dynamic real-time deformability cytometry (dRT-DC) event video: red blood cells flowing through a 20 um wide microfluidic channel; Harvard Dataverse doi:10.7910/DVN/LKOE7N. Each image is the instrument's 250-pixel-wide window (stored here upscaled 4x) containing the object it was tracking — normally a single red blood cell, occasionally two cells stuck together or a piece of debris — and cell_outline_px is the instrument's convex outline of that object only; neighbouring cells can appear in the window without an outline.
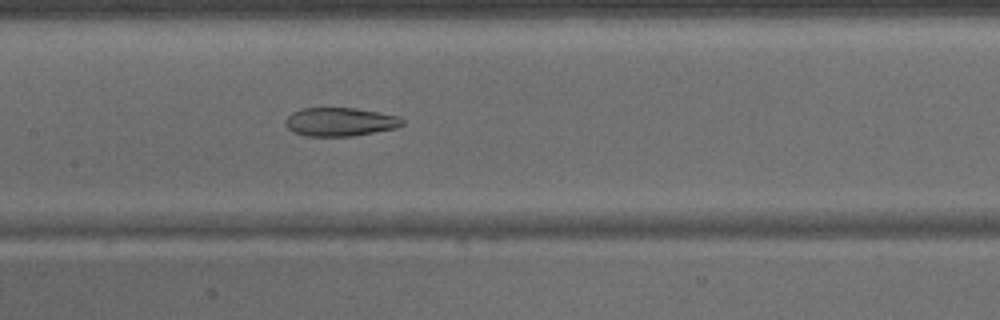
{"species": "common noctule bat (a hibernating species)", "species_latin": "Nyctalus noctula", "temperature_condition": "warm", "stored_images_in_passage": 44, "camera_frame_rate_fps": 3000, "um_per_image_px": 0.085, "animal": {"sex": "male", "body_mass_g": 15.6}, "frame": {"image": 1, "passage_image": 21, "time_ms": 6.667, "image_size_px": [1000, 320], "cell_outline_px": [[404, 124], [396, 128], [352, 136], [308, 136], [292, 132], [284, 124], [284, 120], [292, 112], [300, 108], [356, 108], [380, 112], [400, 116], [404, 120]], "centroid_in_image_um": [28.9, 10.35], "position_along_channel_um": 178.5, "area_um2": 19.65}}
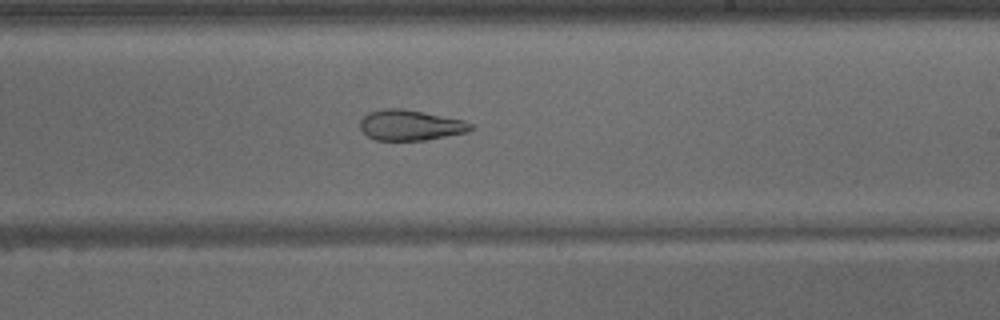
{"frame": {"image": 2, "passage_image": 26, "time_ms": 8.333, "image_size_px": [1000, 320], "cell_outline_px": [[472, 128], [468, 132], [424, 140], [376, 140], [368, 136], [360, 128], [360, 120], [368, 112], [384, 108], [404, 108], [464, 120], [472, 124]], "centroid_in_image_um": [34.87, 10.63], "position_along_channel_um": 254.1, "area_um2": 19.65}}
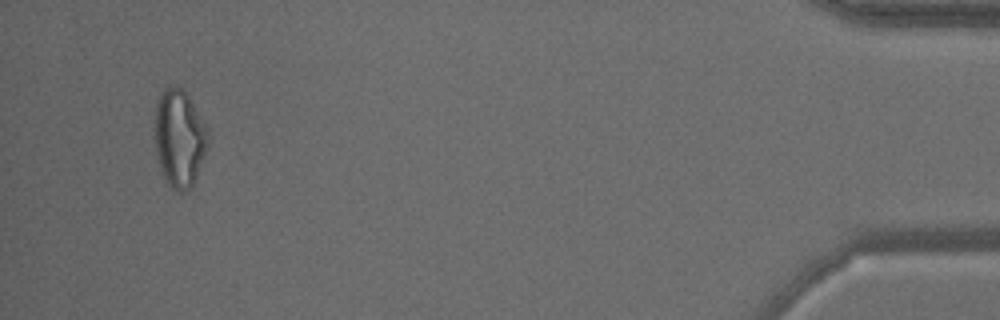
{"frame": {"image": 3, "passage_image": 42, "time_ms": 13.667, "image_size_px": [1000, 320], "cell_outline_px": [[208, 148], [192, 188], [184, 192], [176, 192], [164, 180], [160, 172], [156, 152], [156, 104], [164, 88], [168, 84], [176, 84], [188, 96], [208, 128]], "centroid_in_image_um": [15.26, 11.79], "position_along_channel_um": 419.9, "area_um2": 30.52}}